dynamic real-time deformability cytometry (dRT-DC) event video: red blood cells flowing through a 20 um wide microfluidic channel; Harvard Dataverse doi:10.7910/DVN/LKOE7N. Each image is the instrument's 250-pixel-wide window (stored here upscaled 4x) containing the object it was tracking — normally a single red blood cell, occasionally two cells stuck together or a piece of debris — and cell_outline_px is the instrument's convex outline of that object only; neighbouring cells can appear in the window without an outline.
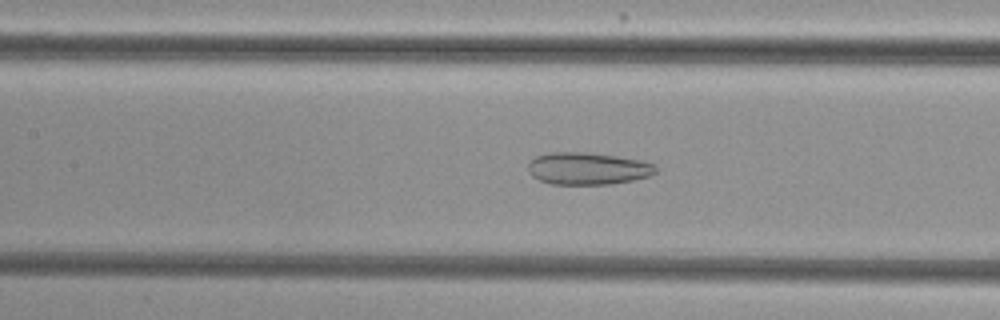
{"species": "common noctule bat (a hibernating species)", "species_latin": "Nyctalus noctula", "temperature_condition": "cold", "stored_images_in_passage": 54, "camera_frame_rate_fps": 3000, "um_per_image_px": 0.085, "animal": {"sex": "female", "body_mass_g": 29.2, "forearm_length_mm": 56.3}, "frame": {"image": 1, "passage_image": 25, "time_ms": 8.0, "image_size_px": [1000, 320], "cell_outline_px": [[656, 172], [648, 176], [632, 180], [612, 184], [552, 184], [540, 180], [532, 176], [528, 172], [528, 164], [536, 156], [552, 152], [584, 152], [616, 156], [640, 160], [656, 164]], "centroid_in_image_um": [49.95, 14.32], "position_along_channel_um": 157.4, "area_um2": 23.87}}
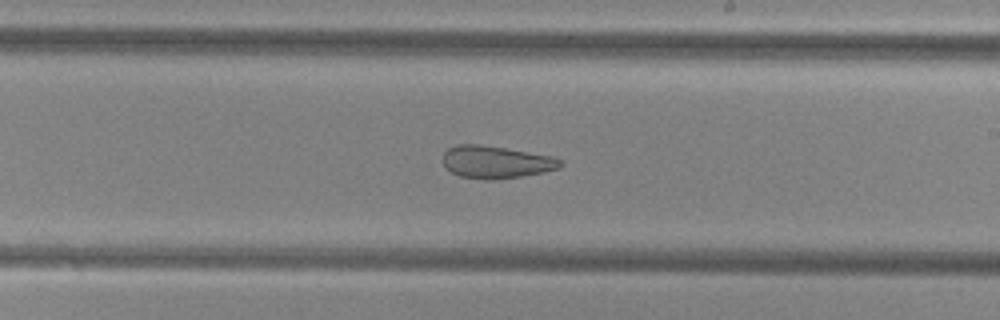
{"frame": {"image": 2, "passage_image": 32, "time_ms": 10.333, "image_size_px": [1000, 320], "cell_outline_px": [[564, 164], [560, 168], [544, 172], [520, 176], [492, 180], [488, 180], [460, 176], [452, 172], [444, 164], [444, 152], [448, 148], [456, 144], [480, 144], [552, 156], [564, 160]], "centroid_in_image_um": [42.2, 13.77], "position_along_channel_um": 246.8, "area_um2": 22.14}}
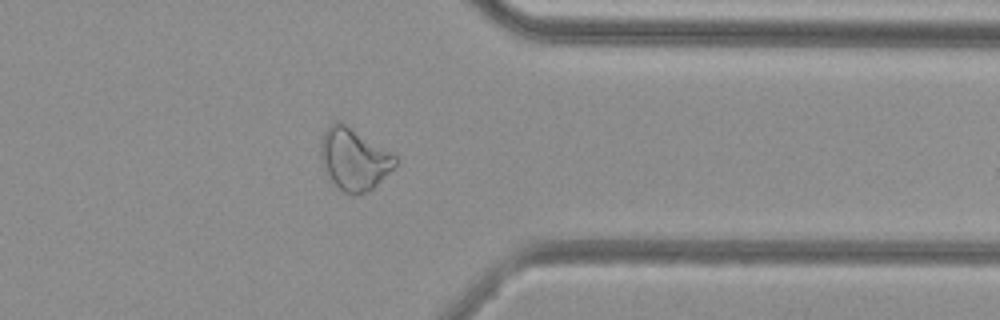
{"frame": {"image": 3, "passage_image": 43, "time_ms": 14.0, "image_size_px": [1000, 320], "cell_outline_px": [[400, 160], [368, 192], [356, 196], [344, 192], [332, 180], [324, 168], [320, 156], [320, 140], [328, 124], [336, 120], [344, 124], [396, 152]], "centroid_in_image_um": [30.12, 13.49], "position_along_channel_um": 381.3, "area_um2": 27.11}, "authors_computed_cell_mechanics": {"area_um2": 29.1312, "velocity_mm_per_s": 3.8449, "shape_relaxation_time_tau1_ms": null, "shape_relaxation_time_tau2_ms": 2.9948, "deformation_change_tau1": null, "deformation_change_tau2": 0.1111}}